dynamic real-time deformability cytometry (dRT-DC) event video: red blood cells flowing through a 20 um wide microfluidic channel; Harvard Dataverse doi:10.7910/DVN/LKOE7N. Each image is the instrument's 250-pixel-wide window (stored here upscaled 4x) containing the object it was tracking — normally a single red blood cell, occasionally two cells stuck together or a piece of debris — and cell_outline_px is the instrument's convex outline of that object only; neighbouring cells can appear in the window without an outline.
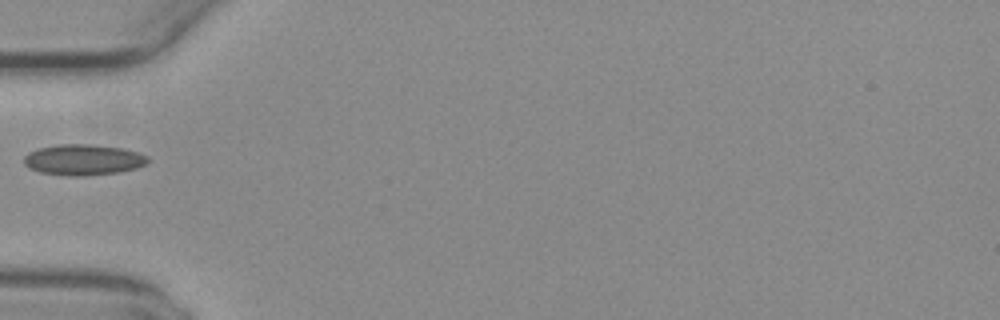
{"species": "common noctule bat (a hibernating species)", "species_latin": "Nyctalus noctula", "temperature_condition": "warm", "stored_images_in_passage": 34, "camera_frame_rate_fps": 3000, "um_per_image_px": 0.085, "animal": {"sex": "female", "body_mass_g": 29.2, "forearm_length_mm": 56.3}, "frame": {"image": 1, "passage_image": 1, "time_ms": 0.0, "image_size_px": [1000, 320], "cell_outline_px": [[148, 164], [136, 168], [116, 172], [84, 176], [76, 176], [40, 172], [28, 168], [24, 164], [24, 156], [28, 152], [36, 148], [60, 144], [92, 144], [124, 148], [148, 156]], "centroid_in_image_um": [7.06, 13.56], "position_along_channel_um": 77.9, "area_um2": 22.31}}